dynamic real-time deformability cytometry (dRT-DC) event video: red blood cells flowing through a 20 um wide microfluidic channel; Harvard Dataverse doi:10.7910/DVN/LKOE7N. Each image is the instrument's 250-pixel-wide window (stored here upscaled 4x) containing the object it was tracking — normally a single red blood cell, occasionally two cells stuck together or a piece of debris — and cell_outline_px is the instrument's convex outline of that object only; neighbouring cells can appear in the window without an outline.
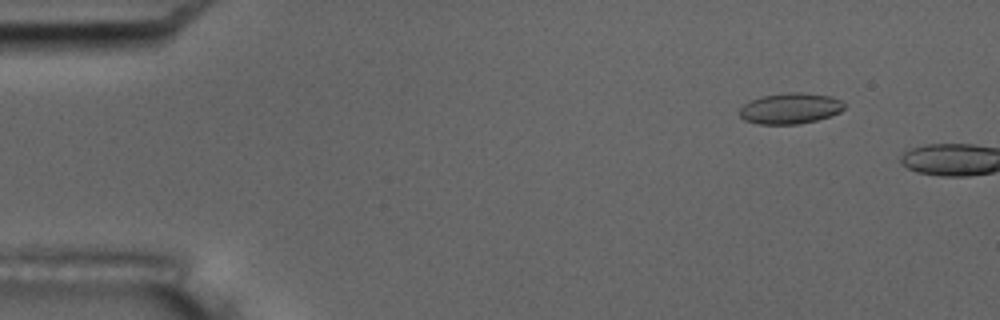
{"species": "common noctule bat (a hibernating species)", "species_latin": "Nyctalus noctula", "temperature_condition": "room temperature", "stored_images_in_passage": 3, "camera_frame_rate_fps": 3000, "um_per_image_px": 0.085, "animal": {"sex": "male", "body_mass_g": 17.5, "forearm_length_mm": 52.3}, "frame": {"image": 1, "passage_image": 2, "time_ms": 1.0, "image_size_px": [1000, 320], "cell_outline_px": [[844, 108], [840, 112], [816, 120], [800, 124], [756, 124], [744, 120], [740, 116], [740, 108], [748, 100], [760, 96], [788, 92], [800, 92], [832, 96], [840, 100], [844, 104]], "centroid_in_image_um": [67.13, 9.21], "position_along_channel_um": 17.9, "area_um2": 18.96}}